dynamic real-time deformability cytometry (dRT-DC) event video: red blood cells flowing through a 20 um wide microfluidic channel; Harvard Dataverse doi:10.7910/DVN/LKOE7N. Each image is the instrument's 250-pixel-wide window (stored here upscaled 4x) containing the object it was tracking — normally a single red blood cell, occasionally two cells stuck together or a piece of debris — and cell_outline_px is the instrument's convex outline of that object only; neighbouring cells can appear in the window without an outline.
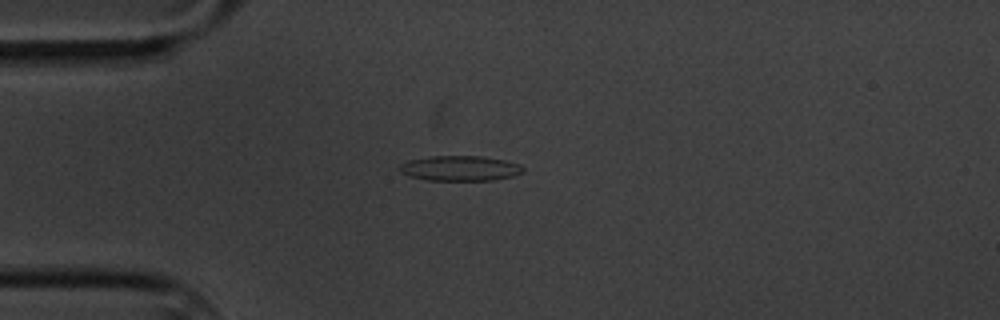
{"species": "common noctule bat (a hibernating species)", "species_latin": "Nyctalus noctula", "temperature_condition": "cold", "stored_images_in_passage": 3, "camera_frame_rate_fps": 3000, "um_per_image_px": 0.085, "animal": {"sex": "male", "body_mass_g": 20.1, "forearm_length_mm": 53.5}, "frame": {"image": 1, "passage_image": 2, "time_ms": 1.333, "image_size_px": [1000, 320], "cell_outline_px": [[524, 172], [512, 176], [492, 180], [428, 180], [412, 176], [400, 172], [400, 164], [408, 160], [432, 156], [480, 156], [504, 160], [520, 164], [524, 168]], "centroid_in_image_um": [39.13, 14.3], "position_along_channel_um": 45.9, "area_um2": 17.92}}